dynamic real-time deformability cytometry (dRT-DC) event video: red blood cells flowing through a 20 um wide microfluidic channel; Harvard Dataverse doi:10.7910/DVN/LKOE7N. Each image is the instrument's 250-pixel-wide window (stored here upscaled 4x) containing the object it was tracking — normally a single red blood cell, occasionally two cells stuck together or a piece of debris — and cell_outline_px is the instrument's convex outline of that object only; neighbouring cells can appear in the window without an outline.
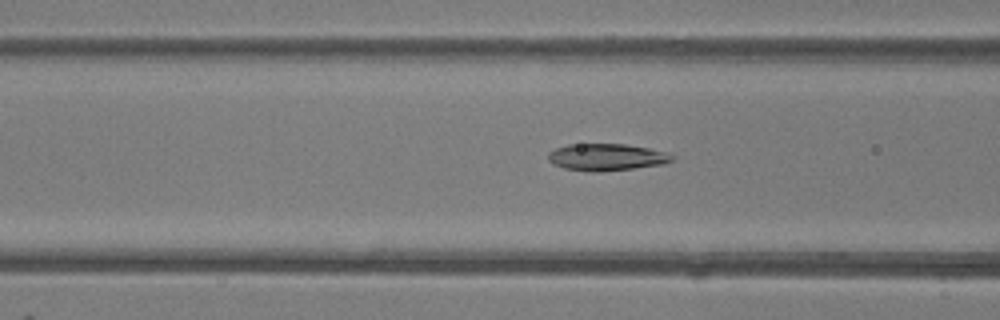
{"species": "common noctule bat (a hibernating species)", "species_latin": "Nyctalus noctula", "temperature_condition": "room temperature", "stored_images_in_passage": 40, "camera_frame_rate_fps": 3000, "um_per_image_px": 0.085, "animal": {"sex": "female"}, "frame": {"image": 1, "passage_image": 10, "time_ms": 3.0, "image_size_px": [1000, 320], "cell_outline_px": [[676, 156], [672, 160], [664, 164], [600, 172], [592, 172], [564, 168], [552, 164], [548, 160], [548, 152], [556, 148], [568, 144], [624, 144], [648, 148], [668, 152]], "centroid_in_image_um": [51.55, 13.35], "position_along_channel_um": 115.0, "area_um2": 19.54}}
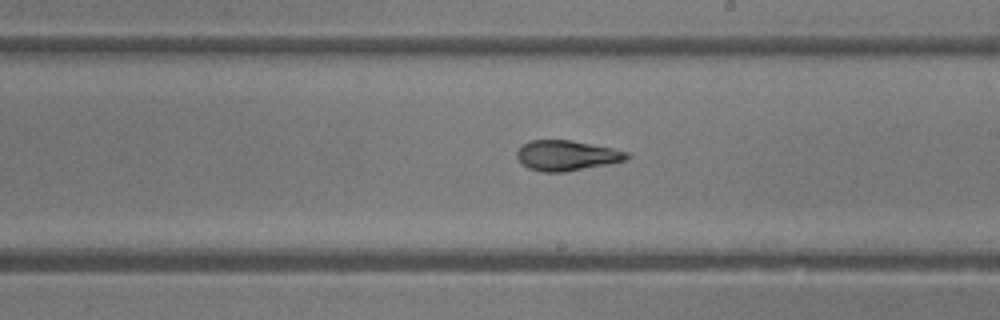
{"frame": {"image": 2, "passage_image": 19, "time_ms": 6.0, "image_size_px": [1000, 320], "cell_outline_px": [[628, 156], [624, 160], [608, 164], [564, 172], [540, 172], [528, 168], [520, 164], [516, 156], [516, 152], [524, 144], [532, 140], [568, 140], [612, 148], [628, 152]], "centroid_in_image_um": [48.1, 13.23], "position_along_channel_um": 240.9, "area_um2": 19.19}}
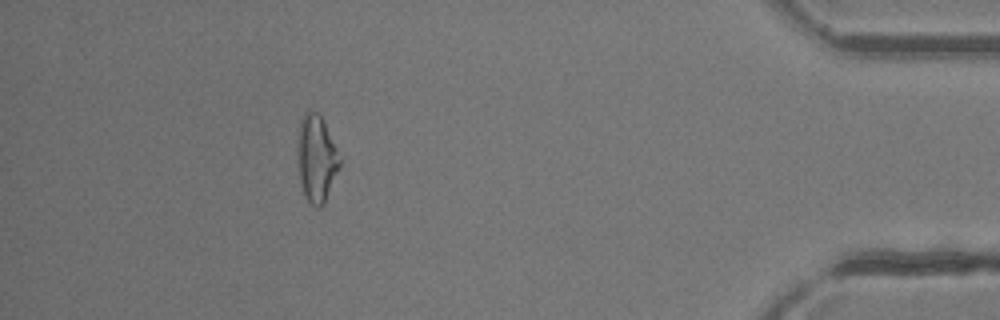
{"frame": {"image": 3, "passage_image": 35, "time_ms": 11.333, "image_size_px": [1000, 320], "cell_outline_px": [[340, 168], [324, 204], [320, 208], [316, 208], [304, 196], [300, 180], [296, 160], [296, 140], [300, 120], [304, 112], [316, 112], [320, 116], [324, 124], [340, 160]], "centroid_in_image_um": [26.84, 13.52], "position_along_channel_um": 408.4, "area_um2": 21.33}, "authors_computed_cell_mechanics": {"area_um2": 19.7965, "velocity_mm_per_s": 4.189, "shape_relaxation_time_tau1_ms": null, "shape_relaxation_time_tau2_ms": 1.2786, "deformation_change_tau1": null, "deformation_change_tau2": 0.0708}}